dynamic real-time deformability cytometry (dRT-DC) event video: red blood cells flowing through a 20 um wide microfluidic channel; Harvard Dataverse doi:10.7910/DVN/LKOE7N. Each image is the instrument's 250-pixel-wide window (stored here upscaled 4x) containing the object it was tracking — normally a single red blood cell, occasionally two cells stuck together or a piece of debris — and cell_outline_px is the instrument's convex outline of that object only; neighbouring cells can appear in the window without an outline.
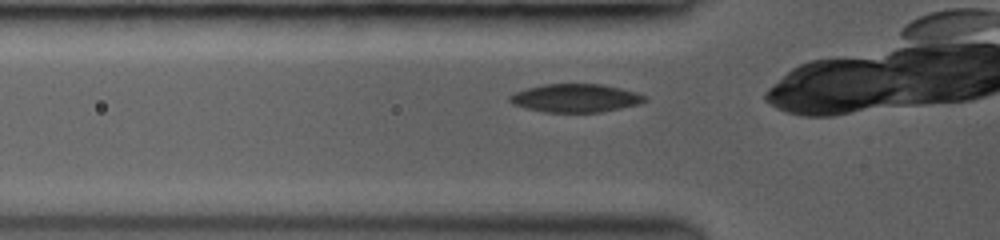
{"species": "common noctule bat (a hibernating species)", "species_latin": "Nyctalus noctula", "temperature_condition": "room temperature", "stored_images_in_passage": 33, "camera_frame_rate_fps": 3500, "um_per_image_px": 0.085, "animal": {"sex": "female", "body_mass_g": 19.0, "forearm_length_mm": 53.3}, "frame": {"image": 1, "passage_image": 2, "time_ms": 0.286, "image_size_px": [1000, 240], "cell_outline_px": [[644, 100], [636, 104], [600, 112], [544, 112], [528, 108], [516, 104], [508, 100], [508, 96], [516, 92], [528, 88], [544, 84], [600, 84], [620, 88], [644, 96]], "centroid_in_image_um": [48.85, 8.33], "position_along_channel_um": 76.9, "area_um2": 21.56}}
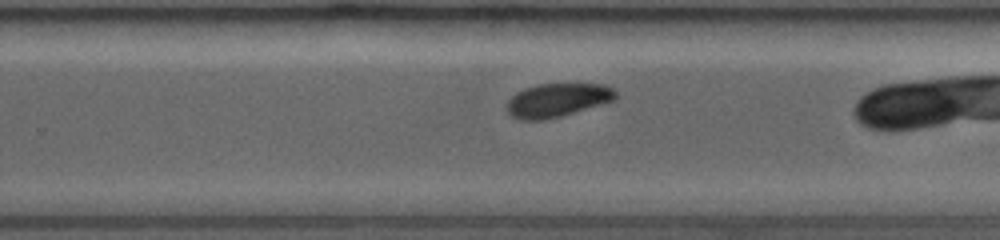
{"frame": {"image": 2, "passage_image": 20, "time_ms": 5.429, "image_size_px": [1000, 240], "cell_outline_px": [[616, 96], [612, 100], [560, 116], [540, 120], [524, 120], [512, 116], [508, 112], [508, 100], [516, 92], [524, 88], [540, 84], [604, 84], [612, 88], [616, 92]], "centroid_in_image_um": [47.34, 8.49], "position_along_channel_um": 282.5, "area_um2": 20.75}}
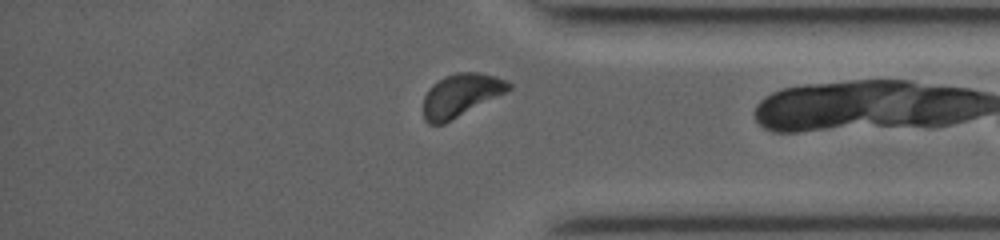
{"frame": {"image": 3, "passage_image": 30, "time_ms": 8.286, "image_size_px": [1000, 240], "cell_outline_px": [[512, 88], [508, 92], [444, 124], [428, 124], [424, 120], [424, 96], [428, 88], [432, 84], [444, 76], [456, 72], [480, 72], [496, 76], [512, 84]], "centroid_in_image_um": [39.18, 8.09], "position_along_channel_um": 396.0, "area_um2": 21.62}}